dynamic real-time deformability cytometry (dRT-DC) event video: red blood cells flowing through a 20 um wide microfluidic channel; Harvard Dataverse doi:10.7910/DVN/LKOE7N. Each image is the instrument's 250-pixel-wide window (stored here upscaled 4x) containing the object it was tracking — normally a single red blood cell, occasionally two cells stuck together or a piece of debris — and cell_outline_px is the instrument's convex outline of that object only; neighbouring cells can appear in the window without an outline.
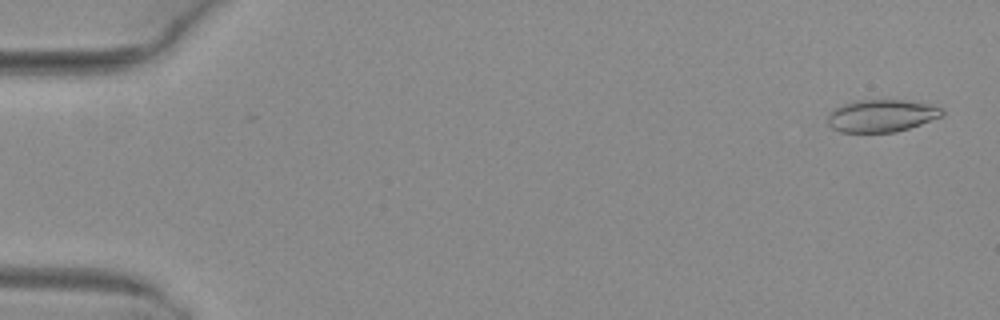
{"species": "common noctule bat (a hibernating species)", "species_latin": "Nyctalus noctula", "temperature_condition": "warm", "stored_images_in_passage": 51, "camera_frame_rate_fps": 3000, "um_per_image_px": 0.085, "animal": {"sex": "female", "body_mass_g": 29.2, "forearm_length_mm": 56.3}, "frame": {"image": 1, "passage_image": 2, "time_ms": 0.333, "image_size_px": [1000, 320], "cell_outline_px": [[944, 116], [896, 132], [840, 132], [832, 128], [828, 124], [828, 112], [844, 104], [860, 100], [904, 100], [928, 104], [940, 108], [944, 112]], "centroid_in_image_um": [74.92, 9.84], "position_along_channel_um": 10.1, "area_um2": 21.44}}
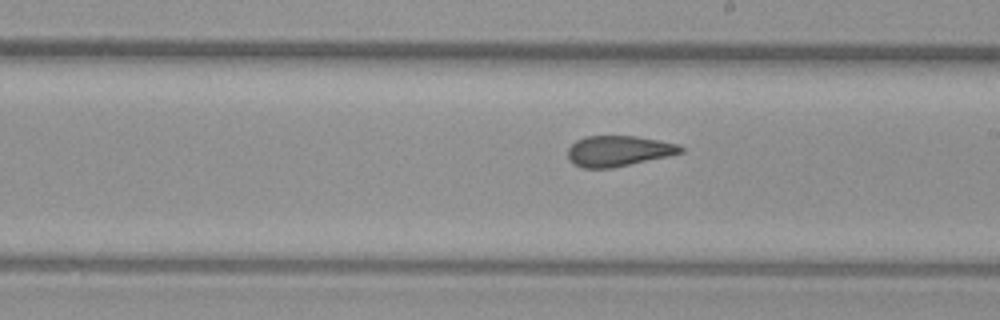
{"frame": {"image": 2, "passage_image": 30, "time_ms": 9.667, "image_size_px": [1000, 320], "cell_outline_px": [[684, 152], [668, 156], [612, 168], [580, 168], [572, 164], [568, 160], [568, 148], [576, 140], [584, 136], [636, 136], [660, 140], [680, 144], [684, 148]], "centroid_in_image_um": [52.56, 12.83], "position_along_channel_um": 236.4, "area_um2": 20.4}}
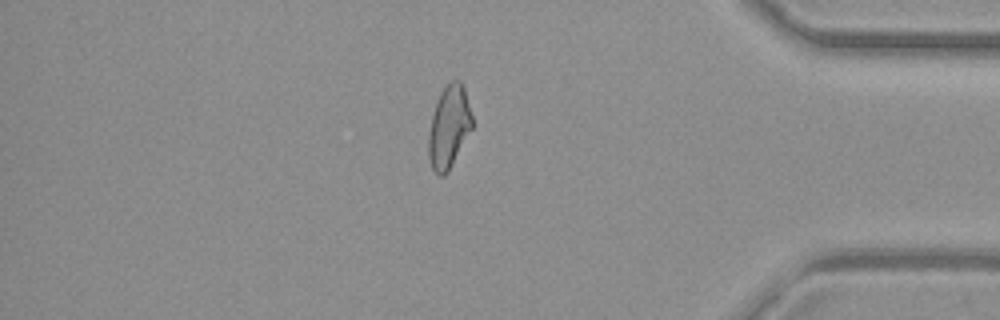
{"frame": {"image": 3, "passage_image": 44, "time_ms": 14.333, "image_size_px": [1000, 320], "cell_outline_px": [[472, 128], [448, 172], [444, 176], [440, 176], [432, 168], [428, 156], [428, 132], [432, 116], [440, 92], [452, 80], [460, 80], [464, 88], [472, 116]], "centroid_in_image_um": [38.15, 10.8], "position_along_channel_um": 397.1, "area_um2": 20.75}, "authors_computed_cell_mechanics": {"area_um2": 21.2704, "velocity_mm_per_s": 4.0868, "shape_relaxation_time_tau1_ms": null, "shape_relaxation_time_tau2_ms": 1.6432, "deformation_change_tau1": null, "deformation_change_tau2": 0.0741}}